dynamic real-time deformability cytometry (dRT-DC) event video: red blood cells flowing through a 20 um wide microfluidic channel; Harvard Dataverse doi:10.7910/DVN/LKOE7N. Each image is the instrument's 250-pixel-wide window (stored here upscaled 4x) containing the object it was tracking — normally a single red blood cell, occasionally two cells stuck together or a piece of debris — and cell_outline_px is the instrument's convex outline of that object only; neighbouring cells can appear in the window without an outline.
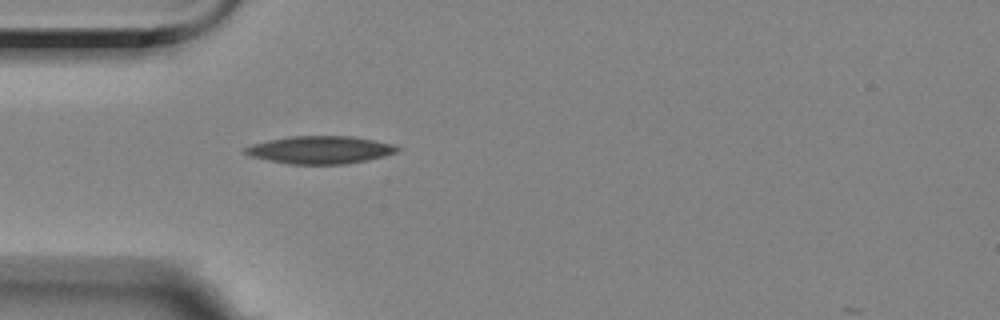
{"species": "Egyptian fruit bat (a non-hibernating species)", "species_latin": "Rousettus aegyptiacus", "temperature_condition": "room temperature", "stored_images_in_passage": 13, "camera_frame_rate_fps": 3000, "um_per_image_px": 0.085, "animal": {"sex": "female"}, "frame": {"image": 1, "passage_image": 1, "time_ms": 0.0, "image_size_px": [1000, 320], "cell_outline_px": [[400, 148], [396, 152], [384, 156], [368, 160], [344, 164], [288, 164], [268, 160], [252, 156], [244, 152], [244, 148], [252, 144], [268, 140], [292, 136], [352, 136], [396, 144]], "centroid_in_image_um": [27.24, 12.73], "position_along_channel_um": 57.8, "area_um2": 24.51}}
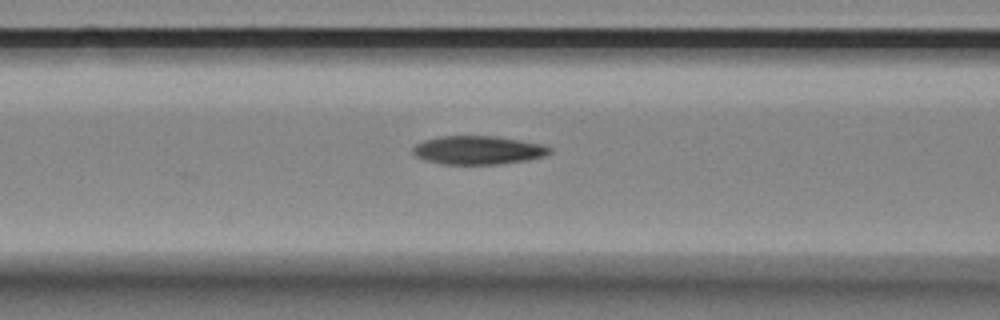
{"frame": {"image": 2, "passage_image": 7, "time_ms": 2.0, "image_size_px": [1000, 320], "cell_outline_px": [[552, 152], [544, 156], [528, 160], [500, 164], [440, 164], [424, 160], [416, 156], [412, 152], [412, 148], [416, 144], [424, 140], [440, 136], [496, 136], [520, 140], [540, 144], [552, 148]], "centroid_in_image_um": [40.62, 12.76], "position_along_channel_um": 126.0, "area_um2": 22.83}}
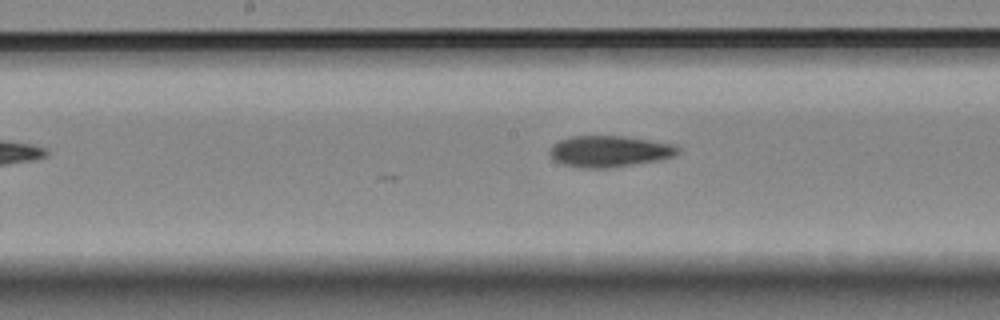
{"frame": {"image": 3, "passage_image": 13, "time_ms": 4.0, "image_size_px": [1000, 320], "cell_outline_px": [[680, 152], [672, 156], [656, 160], [608, 168], [580, 168], [560, 164], [552, 160], [548, 152], [552, 144], [568, 136], [624, 136], [672, 144], [680, 148]], "centroid_in_image_um": [51.7, 12.86], "position_along_channel_um": 196.5, "area_um2": 23.41}}